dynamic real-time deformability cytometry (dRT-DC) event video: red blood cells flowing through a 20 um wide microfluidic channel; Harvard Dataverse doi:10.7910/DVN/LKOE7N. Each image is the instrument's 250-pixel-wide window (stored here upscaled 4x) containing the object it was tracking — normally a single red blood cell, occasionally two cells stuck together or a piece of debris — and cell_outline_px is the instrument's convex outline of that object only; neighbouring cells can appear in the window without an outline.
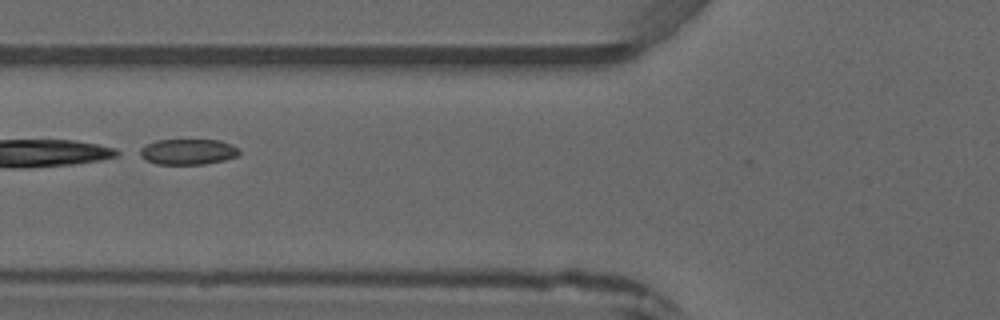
{"species": "common noctule bat (a hibernating species)", "species_latin": "Nyctalus noctula", "temperature_condition": "warm", "stored_images_in_passage": 4, "camera_frame_rate_fps": 3000, "um_per_image_px": 0.085, "animal": {"sex": "male", "forearm_length_mm": 52.5}, "frame": {"image": 1, "passage_image": 4, "time_ms": 3.333, "image_size_px": [1000, 320], "cell_outline_px": [[240, 152], [236, 156], [224, 160], [204, 164], [156, 164], [144, 160], [132, 152], [156, 140], [220, 140], [232, 144]], "centroid_in_image_um": [15.87, 12.9], "position_along_channel_um": 109.9, "area_um2": 15.09}}